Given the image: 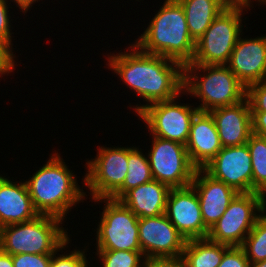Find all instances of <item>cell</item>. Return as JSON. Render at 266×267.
<instances>
[{"label": "cell", "mask_w": 266, "mask_h": 267, "mask_svg": "<svg viewBox=\"0 0 266 267\" xmlns=\"http://www.w3.org/2000/svg\"><path fill=\"white\" fill-rule=\"evenodd\" d=\"M125 50L124 53H108L106 68L144 101L145 104L137 103L132 107L136 116L146 106L171 100L184 91V66L181 63L143 52L133 42Z\"/></svg>", "instance_id": "cell-1"}, {"label": "cell", "mask_w": 266, "mask_h": 267, "mask_svg": "<svg viewBox=\"0 0 266 267\" xmlns=\"http://www.w3.org/2000/svg\"><path fill=\"white\" fill-rule=\"evenodd\" d=\"M54 151L48 161L25 182L39 215H51L64 221L72 207L84 202L89 194L84 192V186L80 188L76 174L68 168L61 154Z\"/></svg>", "instance_id": "cell-2"}, {"label": "cell", "mask_w": 266, "mask_h": 267, "mask_svg": "<svg viewBox=\"0 0 266 267\" xmlns=\"http://www.w3.org/2000/svg\"><path fill=\"white\" fill-rule=\"evenodd\" d=\"M163 3L134 44L143 52L170 58L185 66L193 60L195 41L190 36L182 5L177 0Z\"/></svg>", "instance_id": "cell-3"}, {"label": "cell", "mask_w": 266, "mask_h": 267, "mask_svg": "<svg viewBox=\"0 0 266 267\" xmlns=\"http://www.w3.org/2000/svg\"><path fill=\"white\" fill-rule=\"evenodd\" d=\"M184 94L200 99L201 112L230 106L246 98V86L226 65L186 64Z\"/></svg>", "instance_id": "cell-4"}, {"label": "cell", "mask_w": 266, "mask_h": 267, "mask_svg": "<svg viewBox=\"0 0 266 267\" xmlns=\"http://www.w3.org/2000/svg\"><path fill=\"white\" fill-rule=\"evenodd\" d=\"M61 218L38 215L35 219L0 228V249L10 255H52L69 237Z\"/></svg>", "instance_id": "cell-5"}, {"label": "cell", "mask_w": 266, "mask_h": 267, "mask_svg": "<svg viewBox=\"0 0 266 267\" xmlns=\"http://www.w3.org/2000/svg\"><path fill=\"white\" fill-rule=\"evenodd\" d=\"M245 6H227L195 42L193 60L188 64L226 65L241 34ZM244 10V11H243Z\"/></svg>", "instance_id": "cell-6"}, {"label": "cell", "mask_w": 266, "mask_h": 267, "mask_svg": "<svg viewBox=\"0 0 266 267\" xmlns=\"http://www.w3.org/2000/svg\"><path fill=\"white\" fill-rule=\"evenodd\" d=\"M105 203L100 222L97 224L95 250L141 251L138 216L120 200L93 199Z\"/></svg>", "instance_id": "cell-7"}, {"label": "cell", "mask_w": 266, "mask_h": 267, "mask_svg": "<svg viewBox=\"0 0 266 267\" xmlns=\"http://www.w3.org/2000/svg\"><path fill=\"white\" fill-rule=\"evenodd\" d=\"M266 211V198L256 192L238 193L207 238L228 246H241L256 220Z\"/></svg>", "instance_id": "cell-8"}, {"label": "cell", "mask_w": 266, "mask_h": 267, "mask_svg": "<svg viewBox=\"0 0 266 267\" xmlns=\"http://www.w3.org/2000/svg\"><path fill=\"white\" fill-rule=\"evenodd\" d=\"M95 159L86 160L81 182L91 199L110 198L122 185L128 171V146H99Z\"/></svg>", "instance_id": "cell-9"}, {"label": "cell", "mask_w": 266, "mask_h": 267, "mask_svg": "<svg viewBox=\"0 0 266 267\" xmlns=\"http://www.w3.org/2000/svg\"><path fill=\"white\" fill-rule=\"evenodd\" d=\"M182 94L184 91L171 100L152 103L137 115L150 135L186 145L193 117L199 110L192 104H179Z\"/></svg>", "instance_id": "cell-10"}, {"label": "cell", "mask_w": 266, "mask_h": 267, "mask_svg": "<svg viewBox=\"0 0 266 267\" xmlns=\"http://www.w3.org/2000/svg\"><path fill=\"white\" fill-rule=\"evenodd\" d=\"M152 136L148 160L153 179L170 188L191 185L196 167L191 163L186 146L171 140Z\"/></svg>", "instance_id": "cell-11"}, {"label": "cell", "mask_w": 266, "mask_h": 267, "mask_svg": "<svg viewBox=\"0 0 266 267\" xmlns=\"http://www.w3.org/2000/svg\"><path fill=\"white\" fill-rule=\"evenodd\" d=\"M139 243L146 260L181 257L186 240L166 214L139 218Z\"/></svg>", "instance_id": "cell-12"}, {"label": "cell", "mask_w": 266, "mask_h": 267, "mask_svg": "<svg viewBox=\"0 0 266 267\" xmlns=\"http://www.w3.org/2000/svg\"><path fill=\"white\" fill-rule=\"evenodd\" d=\"M202 169L212 178L224 182L238 193L252 192L253 170L247 143L222 147Z\"/></svg>", "instance_id": "cell-13"}, {"label": "cell", "mask_w": 266, "mask_h": 267, "mask_svg": "<svg viewBox=\"0 0 266 267\" xmlns=\"http://www.w3.org/2000/svg\"><path fill=\"white\" fill-rule=\"evenodd\" d=\"M165 214L186 241L207 238L209 229L204 225L198 195L191 185L170 189Z\"/></svg>", "instance_id": "cell-14"}, {"label": "cell", "mask_w": 266, "mask_h": 267, "mask_svg": "<svg viewBox=\"0 0 266 267\" xmlns=\"http://www.w3.org/2000/svg\"><path fill=\"white\" fill-rule=\"evenodd\" d=\"M242 37L241 34L226 66L247 87L266 80V34Z\"/></svg>", "instance_id": "cell-15"}, {"label": "cell", "mask_w": 266, "mask_h": 267, "mask_svg": "<svg viewBox=\"0 0 266 267\" xmlns=\"http://www.w3.org/2000/svg\"><path fill=\"white\" fill-rule=\"evenodd\" d=\"M191 186L198 195L204 225L210 230L238 192L203 169H196Z\"/></svg>", "instance_id": "cell-16"}, {"label": "cell", "mask_w": 266, "mask_h": 267, "mask_svg": "<svg viewBox=\"0 0 266 267\" xmlns=\"http://www.w3.org/2000/svg\"><path fill=\"white\" fill-rule=\"evenodd\" d=\"M213 117L222 147L246 144L252 134V116L247 98L230 106L209 111Z\"/></svg>", "instance_id": "cell-17"}, {"label": "cell", "mask_w": 266, "mask_h": 267, "mask_svg": "<svg viewBox=\"0 0 266 267\" xmlns=\"http://www.w3.org/2000/svg\"><path fill=\"white\" fill-rule=\"evenodd\" d=\"M185 146L197 169H202L222 149L215 121L209 112L199 111L193 117Z\"/></svg>", "instance_id": "cell-18"}, {"label": "cell", "mask_w": 266, "mask_h": 267, "mask_svg": "<svg viewBox=\"0 0 266 267\" xmlns=\"http://www.w3.org/2000/svg\"><path fill=\"white\" fill-rule=\"evenodd\" d=\"M0 175V228L28 222L39 213L35 210L26 182Z\"/></svg>", "instance_id": "cell-19"}, {"label": "cell", "mask_w": 266, "mask_h": 267, "mask_svg": "<svg viewBox=\"0 0 266 267\" xmlns=\"http://www.w3.org/2000/svg\"><path fill=\"white\" fill-rule=\"evenodd\" d=\"M170 187L155 179L129 190L120 201L138 218L162 215Z\"/></svg>", "instance_id": "cell-20"}, {"label": "cell", "mask_w": 266, "mask_h": 267, "mask_svg": "<svg viewBox=\"0 0 266 267\" xmlns=\"http://www.w3.org/2000/svg\"><path fill=\"white\" fill-rule=\"evenodd\" d=\"M183 7L190 36L196 42L228 6L223 0H177Z\"/></svg>", "instance_id": "cell-21"}, {"label": "cell", "mask_w": 266, "mask_h": 267, "mask_svg": "<svg viewBox=\"0 0 266 267\" xmlns=\"http://www.w3.org/2000/svg\"><path fill=\"white\" fill-rule=\"evenodd\" d=\"M230 247L208 238L188 240L181 257L187 267H218Z\"/></svg>", "instance_id": "cell-22"}, {"label": "cell", "mask_w": 266, "mask_h": 267, "mask_svg": "<svg viewBox=\"0 0 266 267\" xmlns=\"http://www.w3.org/2000/svg\"><path fill=\"white\" fill-rule=\"evenodd\" d=\"M128 171L123 185L110 197L120 200L129 190L153 179L147 154L138 147H128Z\"/></svg>", "instance_id": "cell-23"}, {"label": "cell", "mask_w": 266, "mask_h": 267, "mask_svg": "<svg viewBox=\"0 0 266 267\" xmlns=\"http://www.w3.org/2000/svg\"><path fill=\"white\" fill-rule=\"evenodd\" d=\"M247 146L252 165V192L266 198V138L252 133Z\"/></svg>", "instance_id": "cell-24"}, {"label": "cell", "mask_w": 266, "mask_h": 267, "mask_svg": "<svg viewBox=\"0 0 266 267\" xmlns=\"http://www.w3.org/2000/svg\"><path fill=\"white\" fill-rule=\"evenodd\" d=\"M240 247L250 263L266 260V211L256 220Z\"/></svg>", "instance_id": "cell-25"}, {"label": "cell", "mask_w": 266, "mask_h": 267, "mask_svg": "<svg viewBox=\"0 0 266 267\" xmlns=\"http://www.w3.org/2000/svg\"><path fill=\"white\" fill-rule=\"evenodd\" d=\"M101 267H146L141 251L96 250Z\"/></svg>", "instance_id": "cell-26"}, {"label": "cell", "mask_w": 266, "mask_h": 267, "mask_svg": "<svg viewBox=\"0 0 266 267\" xmlns=\"http://www.w3.org/2000/svg\"><path fill=\"white\" fill-rule=\"evenodd\" d=\"M70 237L52 254L51 259V265L50 267H89L88 262L89 259H87L85 253H87L86 250L89 248L84 247V249H74L73 251H69L70 253H67L68 244H70ZM63 250H66L64 252ZM61 251V254L58 252ZM64 252V254H63ZM57 254V256H56Z\"/></svg>", "instance_id": "cell-27"}, {"label": "cell", "mask_w": 266, "mask_h": 267, "mask_svg": "<svg viewBox=\"0 0 266 267\" xmlns=\"http://www.w3.org/2000/svg\"><path fill=\"white\" fill-rule=\"evenodd\" d=\"M7 0H0V47L15 61V54H13L14 45L12 43V39L14 34L11 29V14L9 13V6L11 7L10 3ZM10 14V15H9ZM11 19V20H10ZM13 37V38H12Z\"/></svg>", "instance_id": "cell-28"}, {"label": "cell", "mask_w": 266, "mask_h": 267, "mask_svg": "<svg viewBox=\"0 0 266 267\" xmlns=\"http://www.w3.org/2000/svg\"><path fill=\"white\" fill-rule=\"evenodd\" d=\"M246 98L251 111L266 112V80L247 86Z\"/></svg>", "instance_id": "cell-29"}, {"label": "cell", "mask_w": 266, "mask_h": 267, "mask_svg": "<svg viewBox=\"0 0 266 267\" xmlns=\"http://www.w3.org/2000/svg\"><path fill=\"white\" fill-rule=\"evenodd\" d=\"M52 255L16 254L12 255L14 267H50Z\"/></svg>", "instance_id": "cell-30"}, {"label": "cell", "mask_w": 266, "mask_h": 267, "mask_svg": "<svg viewBox=\"0 0 266 267\" xmlns=\"http://www.w3.org/2000/svg\"><path fill=\"white\" fill-rule=\"evenodd\" d=\"M249 260L240 246L230 247L218 267H249Z\"/></svg>", "instance_id": "cell-31"}, {"label": "cell", "mask_w": 266, "mask_h": 267, "mask_svg": "<svg viewBox=\"0 0 266 267\" xmlns=\"http://www.w3.org/2000/svg\"><path fill=\"white\" fill-rule=\"evenodd\" d=\"M252 133L266 138V112L251 111Z\"/></svg>", "instance_id": "cell-32"}, {"label": "cell", "mask_w": 266, "mask_h": 267, "mask_svg": "<svg viewBox=\"0 0 266 267\" xmlns=\"http://www.w3.org/2000/svg\"><path fill=\"white\" fill-rule=\"evenodd\" d=\"M146 267H187L182 257L156 258L146 261Z\"/></svg>", "instance_id": "cell-33"}, {"label": "cell", "mask_w": 266, "mask_h": 267, "mask_svg": "<svg viewBox=\"0 0 266 267\" xmlns=\"http://www.w3.org/2000/svg\"><path fill=\"white\" fill-rule=\"evenodd\" d=\"M18 65L1 47H0V77L14 73Z\"/></svg>", "instance_id": "cell-34"}, {"label": "cell", "mask_w": 266, "mask_h": 267, "mask_svg": "<svg viewBox=\"0 0 266 267\" xmlns=\"http://www.w3.org/2000/svg\"><path fill=\"white\" fill-rule=\"evenodd\" d=\"M8 2H10V4H11V2L16 4V8L18 7L20 9V12H22V14L24 13V15H25L28 12V10L30 12L33 4L36 2L37 3L40 2V0H10Z\"/></svg>", "instance_id": "cell-35"}, {"label": "cell", "mask_w": 266, "mask_h": 267, "mask_svg": "<svg viewBox=\"0 0 266 267\" xmlns=\"http://www.w3.org/2000/svg\"><path fill=\"white\" fill-rule=\"evenodd\" d=\"M0 267H14L12 255L0 249Z\"/></svg>", "instance_id": "cell-36"}, {"label": "cell", "mask_w": 266, "mask_h": 267, "mask_svg": "<svg viewBox=\"0 0 266 267\" xmlns=\"http://www.w3.org/2000/svg\"><path fill=\"white\" fill-rule=\"evenodd\" d=\"M228 6H245L248 8H253L254 0H223ZM252 4V5H251Z\"/></svg>", "instance_id": "cell-37"}, {"label": "cell", "mask_w": 266, "mask_h": 267, "mask_svg": "<svg viewBox=\"0 0 266 267\" xmlns=\"http://www.w3.org/2000/svg\"><path fill=\"white\" fill-rule=\"evenodd\" d=\"M249 267H266V260L255 263H249Z\"/></svg>", "instance_id": "cell-38"}, {"label": "cell", "mask_w": 266, "mask_h": 267, "mask_svg": "<svg viewBox=\"0 0 266 267\" xmlns=\"http://www.w3.org/2000/svg\"><path fill=\"white\" fill-rule=\"evenodd\" d=\"M255 2H259L261 5L263 4V6H264V4L266 5V0H254Z\"/></svg>", "instance_id": "cell-39"}]
</instances>
